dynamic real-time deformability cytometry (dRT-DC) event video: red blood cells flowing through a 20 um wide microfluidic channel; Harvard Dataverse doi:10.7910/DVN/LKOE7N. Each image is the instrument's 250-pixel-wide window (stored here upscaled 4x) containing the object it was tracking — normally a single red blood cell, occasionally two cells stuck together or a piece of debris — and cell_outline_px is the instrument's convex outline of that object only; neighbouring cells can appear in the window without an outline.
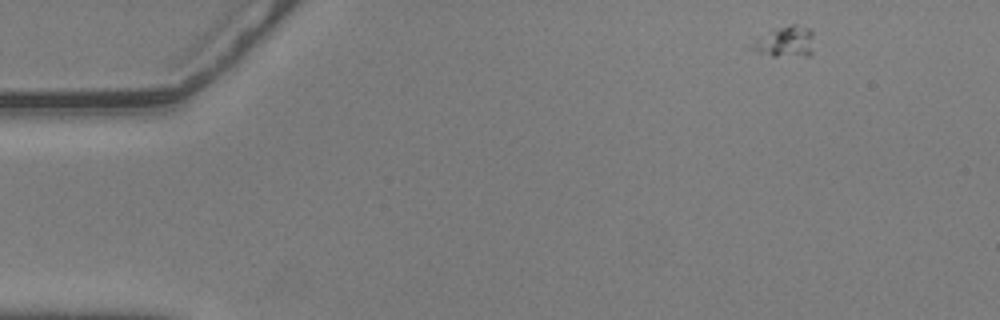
{"species": "common noctule bat (a hibernating species)", "species_latin": "Nyctalus noctula", "temperature_condition": "warm", "stored_images_in_passage": 54, "camera_frame_rate_fps": 3000, "um_per_image_px": 0.085, "animal": {"sex": "male", "body_mass_g": 20.5, "forearm_length_mm": 52.5}, "frame": {"image": 1, "passage_image": 1, "time_ms": 0.0, "image_size_px": [1000, 320], "cell_outline_px": [[812, 56], [772, 56], [756, 52], [744, 48], [756, 36], [788, 24], [796, 24], [808, 28], [812, 32]], "centroid_in_image_um": [66.63, 3.56], "position_along_channel_um": 18.4, "area_um2": 11.68}}
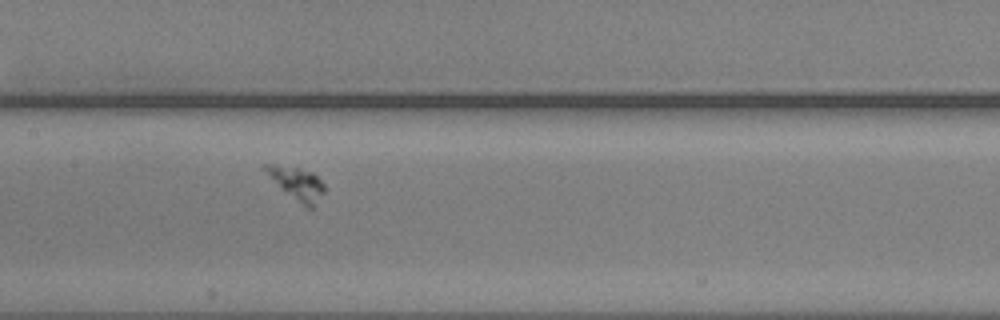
{"frame": {"image": 2, "passage_image": 24, "time_ms": 7.667, "image_size_px": [1000, 320], "cell_outline_px": [[324, 192], [312, 208], [308, 208], [280, 188], [260, 168], [260, 164], [276, 164], [296, 168], [312, 172], [324, 184]], "centroid_in_image_um": [25.17, 15.55], "position_along_channel_um": 182.2, "area_um2": 11.1}}
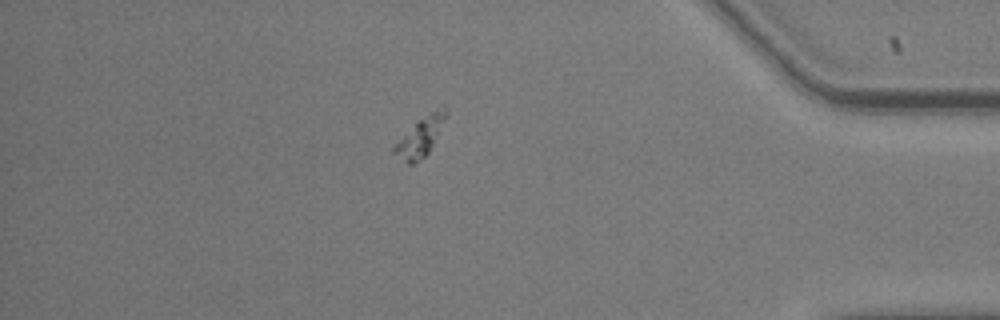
{"frame": {"image": 3, "passage_image": 46, "time_ms": 15.0, "image_size_px": [1000, 320], "cell_outline_px": [[448, 116], [428, 152], [424, 156], [412, 164], [408, 164], [392, 152], [392, 144], [416, 120], [444, 104]], "centroid_in_image_um": [35.7, 11.57], "position_along_channel_um": 399.5, "area_um2": 11.96}}